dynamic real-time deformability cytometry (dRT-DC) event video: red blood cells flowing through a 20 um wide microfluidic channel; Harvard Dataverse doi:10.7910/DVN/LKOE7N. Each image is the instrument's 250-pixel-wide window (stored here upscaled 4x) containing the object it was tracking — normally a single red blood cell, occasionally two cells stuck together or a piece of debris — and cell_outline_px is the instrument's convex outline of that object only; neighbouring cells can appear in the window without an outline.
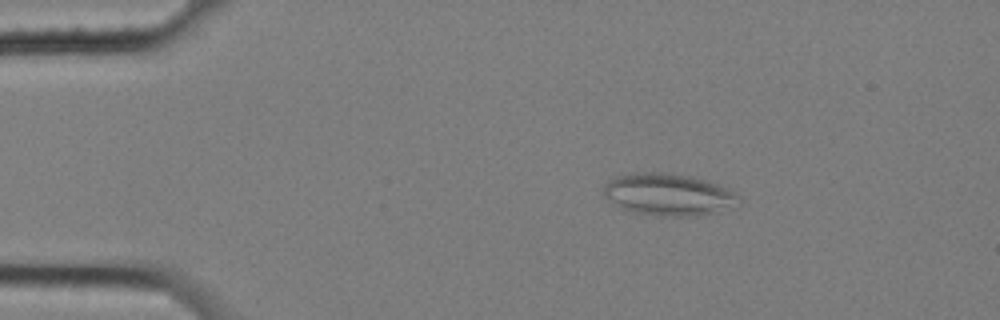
{"species": "common noctule bat (a hibernating species)", "species_latin": "Nyctalus noctula", "temperature_condition": "cold", "stored_images_in_passage": 4, "camera_frame_rate_fps": 3000, "um_per_image_px": 0.085, "animal": {"sex": "female", "body_mass_g": 25.1}, "frame": {"image": 1, "passage_image": 2, "time_ms": 0.333, "image_size_px": [1000, 320], "cell_outline_px": [[740, 204], [716, 212], [688, 216], [660, 216], [632, 212], [616, 204], [604, 196], [604, 184], [608, 180], [616, 176], [636, 172], [660, 172], [692, 176], [728, 188], [740, 196]], "centroid_in_image_um": [56.82, 16.52], "position_along_channel_um": 28.2, "area_um2": 33.0}}